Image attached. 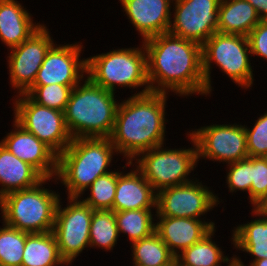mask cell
I'll list each match as a JSON object with an SVG mask.
<instances>
[{
	"label": "cell",
	"mask_w": 267,
	"mask_h": 266,
	"mask_svg": "<svg viewBox=\"0 0 267 266\" xmlns=\"http://www.w3.org/2000/svg\"><path fill=\"white\" fill-rule=\"evenodd\" d=\"M132 261L135 266H173L176 257L155 231L148 237L130 244Z\"/></svg>",
	"instance_id": "obj_26"
},
{
	"label": "cell",
	"mask_w": 267,
	"mask_h": 266,
	"mask_svg": "<svg viewBox=\"0 0 267 266\" xmlns=\"http://www.w3.org/2000/svg\"><path fill=\"white\" fill-rule=\"evenodd\" d=\"M155 231L177 257L216 227L210 219L156 216ZM210 220V221H208Z\"/></svg>",
	"instance_id": "obj_18"
},
{
	"label": "cell",
	"mask_w": 267,
	"mask_h": 266,
	"mask_svg": "<svg viewBox=\"0 0 267 266\" xmlns=\"http://www.w3.org/2000/svg\"><path fill=\"white\" fill-rule=\"evenodd\" d=\"M140 43L138 47L117 48L87 57V77L113 93H117V87L132 89V93L134 89L132 96L151 92L147 78V53L143 42Z\"/></svg>",
	"instance_id": "obj_5"
},
{
	"label": "cell",
	"mask_w": 267,
	"mask_h": 266,
	"mask_svg": "<svg viewBox=\"0 0 267 266\" xmlns=\"http://www.w3.org/2000/svg\"><path fill=\"white\" fill-rule=\"evenodd\" d=\"M209 188L210 186L196 178L160 190L157 193L156 216L204 219L202 216L207 215L223 201Z\"/></svg>",
	"instance_id": "obj_12"
},
{
	"label": "cell",
	"mask_w": 267,
	"mask_h": 266,
	"mask_svg": "<svg viewBox=\"0 0 267 266\" xmlns=\"http://www.w3.org/2000/svg\"><path fill=\"white\" fill-rule=\"evenodd\" d=\"M2 223L0 227V265L21 266L26 237L30 234Z\"/></svg>",
	"instance_id": "obj_30"
},
{
	"label": "cell",
	"mask_w": 267,
	"mask_h": 266,
	"mask_svg": "<svg viewBox=\"0 0 267 266\" xmlns=\"http://www.w3.org/2000/svg\"><path fill=\"white\" fill-rule=\"evenodd\" d=\"M249 266H267V258L253 261Z\"/></svg>",
	"instance_id": "obj_38"
},
{
	"label": "cell",
	"mask_w": 267,
	"mask_h": 266,
	"mask_svg": "<svg viewBox=\"0 0 267 266\" xmlns=\"http://www.w3.org/2000/svg\"><path fill=\"white\" fill-rule=\"evenodd\" d=\"M221 0H173L168 33L201 46L218 32V8Z\"/></svg>",
	"instance_id": "obj_14"
},
{
	"label": "cell",
	"mask_w": 267,
	"mask_h": 266,
	"mask_svg": "<svg viewBox=\"0 0 267 266\" xmlns=\"http://www.w3.org/2000/svg\"><path fill=\"white\" fill-rule=\"evenodd\" d=\"M45 25L47 24H43L20 45L9 49V83L16 95L25 93L34 84L47 52L56 43Z\"/></svg>",
	"instance_id": "obj_13"
},
{
	"label": "cell",
	"mask_w": 267,
	"mask_h": 266,
	"mask_svg": "<svg viewBox=\"0 0 267 266\" xmlns=\"http://www.w3.org/2000/svg\"><path fill=\"white\" fill-rule=\"evenodd\" d=\"M251 180L253 207L267 192V157H251Z\"/></svg>",
	"instance_id": "obj_34"
},
{
	"label": "cell",
	"mask_w": 267,
	"mask_h": 266,
	"mask_svg": "<svg viewBox=\"0 0 267 266\" xmlns=\"http://www.w3.org/2000/svg\"><path fill=\"white\" fill-rule=\"evenodd\" d=\"M248 1L258 13L261 20H267V0H246Z\"/></svg>",
	"instance_id": "obj_36"
},
{
	"label": "cell",
	"mask_w": 267,
	"mask_h": 266,
	"mask_svg": "<svg viewBox=\"0 0 267 266\" xmlns=\"http://www.w3.org/2000/svg\"><path fill=\"white\" fill-rule=\"evenodd\" d=\"M115 213L112 210H94L89 231V248L114 250L119 240Z\"/></svg>",
	"instance_id": "obj_28"
},
{
	"label": "cell",
	"mask_w": 267,
	"mask_h": 266,
	"mask_svg": "<svg viewBox=\"0 0 267 266\" xmlns=\"http://www.w3.org/2000/svg\"><path fill=\"white\" fill-rule=\"evenodd\" d=\"M186 134L191 147L171 149L162 144L139 154L134 162H131L156 193L196 178H191L190 175L196 166L198 167L197 146L192 135L189 132Z\"/></svg>",
	"instance_id": "obj_8"
},
{
	"label": "cell",
	"mask_w": 267,
	"mask_h": 266,
	"mask_svg": "<svg viewBox=\"0 0 267 266\" xmlns=\"http://www.w3.org/2000/svg\"><path fill=\"white\" fill-rule=\"evenodd\" d=\"M226 185L228 192L236 193L237 191H245L251 204V157L237 162L226 164Z\"/></svg>",
	"instance_id": "obj_32"
},
{
	"label": "cell",
	"mask_w": 267,
	"mask_h": 266,
	"mask_svg": "<svg viewBox=\"0 0 267 266\" xmlns=\"http://www.w3.org/2000/svg\"><path fill=\"white\" fill-rule=\"evenodd\" d=\"M61 257L53 232L31 233L26 237L21 266H70Z\"/></svg>",
	"instance_id": "obj_24"
},
{
	"label": "cell",
	"mask_w": 267,
	"mask_h": 266,
	"mask_svg": "<svg viewBox=\"0 0 267 266\" xmlns=\"http://www.w3.org/2000/svg\"><path fill=\"white\" fill-rule=\"evenodd\" d=\"M195 140L199 160L229 164L248 158L245 124H210L188 131Z\"/></svg>",
	"instance_id": "obj_11"
},
{
	"label": "cell",
	"mask_w": 267,
	"mask_h": 266,
	"mask_svg": "<svg viewBox=\"0 0 267 266\" xmlns=\"http://www.w3.org/2000/svg\"><path fill=\"white\" fill-rule=\"evenodd\" d=\"M120 167L108 174L98 177L85 191L90 194L79 198L93 210H112L117 186V178L123 172Z\"/></svg>",
	"instance_id": "obj_29"
},
{
	"label": "cell",
	"mask_w": 267,
	"mask_h": 266,
	"mask_svg": "<svg viewBox=\"0 0 267 266\" xmlns=\"http://www.w3.org/2000/svg\"><path fill=\"white\" fill-rule=\"evenodd\" d=\"M252 210L257 214L267 217V192L259 199V201L252 207Z\"/></svg>",
	"instance_id": "obj_37"
},
{
	"label": "cell",
	"mask_w": 267,
	"mask_h": 266,
	"mask_svg": "<svg viewBox=\"0 0 267 266\" xmlns=\"http://www.w3.org/2000/svg\"><path fill=\"white\" fill-rule=\"evenodd\" d=\"M114 213L119 235H128L127 241L129 240L130 244L155 232L156 209L126 210Z\"/></svg>",
	"instance_id": "obj_27"
},
{
	"label": "cell",
	"mask_w": 267,
	"mask_h": 266,
	"mask_svg": "<svg viewBox=\"0 0 267 266\" xmlns=\"http://www.w3.org/2000/svg\"><path fill=\"white\" fill-rule=\"evenodd\" d=\"M253 124L245 125L248 156L267 157V110Z\"/></svg>",
	"instance_id": "obj_33"
},
{
	"label": "cell",
	"mask_w": 267,
	"mask_h": 266,
	"mask_svg": "<svg viewBox=\"0 0 267 266\" xmlns=\"http://www.w3.org/2000/svg\"><path fill=\"white\" fill-rule=\"evenodd\" d=\"M116 154L119 156L109 138L72 139L58 156L57 183L64 185L67 197L88 195L85 190L98 177L113 171L109 168Z\"/></svg>",
	"instance_id": "obj_4"
},
{
	"label": "cell",
	"mask_w": 267,
	"mask_h": 266,
	"mask_svg": "<svg viewBox=\"0 0 267 266\" xmlns=\"http://www.w3.org/2000/svg\"><path fill=\"white\" fill-rule=\"evenodd\" d=\"M56 178H44L34 187L11 192L0 199L1 220L4 224L27 233L52 232L58 202L57 190L45 188ZM45 185V186H44Z\"/></svg>",
	"instance_id": "obj_6"
},
{
	"label": "cell",
	"mask_w": 267,
	"mask_h": 266,
	"mask_svg": "<svg viewBox=\"0 0 267 266\" xmlns=\"http://www.w3.org/2000/svg\"><path fill=\"white\" fill-rule=\"evenodd\" d=\"M143 44L151 92L207 97L200 44L168 32L146 39Z\"/></svg>",
	"instance_id": "obj_1"
},
{
	"label": "cell",
	"mask_w": 267,
	"mask_h": 266,
	"mask_svg": "<svg viewBox=\"0 0 267 266\" xmlns=\"http://www.w3.org/2000/svg\"><path fill=\"white\" fill-rule=\"evenodd\" d=\"M251 51L246 36L215 32L202 45L203 73L207 86V97L212 95L211 71L214 64L226 74L235 85L252 89L254 75L251 66ZM251 87V88H250Z\"/></svg>",
	"instance_id": "obj_7"
},
{
	"label": "cell",
	"mask_w": 267,
	"mask_h": 266,
	"mask_svg": "<svg viewBox=\"0 0 267 266\" xmlns=\"http://www.w3.org/2000/svg\"><path fill=\"white\" fill-rule=\"evenodd\" d=\"M216 227L200 241L185 249L176 257L177 266H222L236 264L234 257L225 255L224 251L213 240ZM214 236V237H213Z\"/></svg>",
	"instance_id": "obj_25"
},
{
	"label": "cell",
	"mask_w": 267,
	"mask_h": 266,
	"mask_svg": "<svg viewBox=\"0 0 267 266\" xmlns=\"http://www.w3.org/2000/svg\"><path fill=\"white\" fill-rule=\"evenodd\" d=\"M74 87L55 83L50 85H32L25 94L39 105L64 112Z\"/></svg>",
	"instance_id": "obj_31"
},
{
	"label": "cell",
	"mask_w": 267,
	"mask_h": 266,
	"mask_svg": "<svg viewBox=\"0 0 267 266\" xmlns=\"http://www.w3.org/2000/svg\"><path fill=\"white\" fill-rule=\"evenodd\" d=\"M168 93L149 92L123 99L109 139L126 161L162 144L166 146ZM167 120V121H166Z\"/></svg>",
	"instance_id": "obj_2"
},
{
	"label": "cell",
	"mask_w": 267,
	"mask_h": 266,
	"mask_svg": "<svg viewBox=\"0 0 267 266\" xmlns=\"http://www.w3.org/2000/svg\"><path fill=\"white\" fill-rule=\"evenodd\" d=\"M114 95L87 76L72 89L64 117L73 139L110 137L121 101Z\"/></svg>",
	"instance_id": "obj_3"
},
{
	"label": "cell",
	"mask_w": 267,
	"mask_h": 266,
	"mask_svg": "<svg viewBox=\"0 0 267 266\" xmlns=\"http://www.w3.org/2000/svg\"><path fill=\"white\" fill-rule=\"evenodd\" d=\"M250 214L255 219L238 224L232 229L230 241L233 244V250L246 252L252 257L246 265L239 255L232 254L238 266H249L253 261L267 258V217L257 214L252 209Z\"/></svg>",
	"instance_id": "obj_21"
},
{
	"label": "cell",
	"mask_w": 267,
	"mask_h": 266,
	"mask_svg": "<svg viewBox=\"0 0 267 266\" xmlns=\"http://www.w3.org/2000/svg\"><path fill=\"white\" fill-rule=\"evenodd\" d=\"M251 58L255 56L267 60V20H261L247 36Z\"/></svg>",
	"instance_id": "obj_35"
},
{
	"label": "cell",
	"mask_w": 267,
	"mask_h": 266,
	"mask_svg": "<svg viewBox=\"0 0 267 266\" xmlns=\"http://www.w3.org/2000/svg\"><path fill=\"white\" fill-rule=\"evenodd\" d=\"M235 264H226V266H234Z\"/></svg>",
	"instance_id": "obj_39"
},
{
	"label": "cell",
	"mask_w": 267,
	"mask_h": 266,
	"mask_svg": "<svg viewBox=\"0 0 267 266\" xmlns=\"http://www.w3.org/2000/svg\"><path fill=\"white\" fill-rule=\"evenodd\" d=\"M14 96L13 119L59 156L73 139L67 129L64 112L39 105L25 93Z\"/></svg>",
	"instance_id": "obj_9"
},
{
	"label": "cell",
	"mask_w": 267,
	"mask_h": 266,
	"mask_svg": "<svg viewBox=\"0 0 267 266\" xmlns=\"http://www.w3.org/2000/svg\"><path fill=\"white\" fill-rule=\"evenodd\" d=\"M261 21L256 9L246 0H221L218 8V32L248 36Z\"/></svg>",
	"instance_id": "obj_23"
},
{
	"label": "cell",
	"mask_w": 267,
	"mask_h": 266,
	"mask_svg": "<svg viewBox=\"0 0 267 266\" xmlns=\"http://www.w3.org/2000/svg\"><path fill=\"white\" fill-rule=\"evenodd\" d=\"M66 207L60 198L53 233L61 257L66 263H74L78 256L89 248V231L93 209L79 197H67Z\"/></svg>",
	"instance_id": "obj_10"
},
{
	"label": "cell",
	"mask_w": 267,
	"mask_h": 266,
	"mask_svg": "<svg viewBox=\"0 0 267 266\" xmlns=\"http://www.w3.org/2000/svg\"><path fill=\"white\" fill-rule=\"evenodd\" d=\"M43 179L34 167L0 143V199L11 192L34 187Z\"/></svg>",
	"instance_id": "obj_22"
},
{
	"label": "cell",
	"mask_w": 267,
	"mask_h": 266,
	"mask_svg": "<svg viewBox=\"0 0 267 266\" xmlns=\"http://www.w3.org/2000/svg\"><path fill=\"white\" fill-rule=\"evenodd\" d=\"M13 129L0 143L13 155L34 167L44 178H56L58 155L14 119Z\"/></svg>",
	"instance_id": "obj_16"
},
{
	"label": "cell",
	"mask_w": 267,
	"mask_h": 266,
	"mask_svg": "<svg viewBox=\"0 0 267 266\" xmlns=\"http://www.w3.org/2000/svg\"><path fill=\"white\" fill-rule=\"evenodd\" d=\"M17 0H0V40L7 49L20 45L43 24Z\"/></svg>",
	"instance_id": "obj_20"
},
{
	"label": "cell",
	"mask_w": 267,
	"mask_h": 266,
	"mask_svg": "<svg viewBox=\"0 0 267 266\" xmlns=\"http://www.w3.org/2000/svg\"><path fill=\"white\" fill-rule=\"evenodd\" d=\"M122 11L141 36L142 42L167 33L172 17L173 0H119Z\"/></svg>",
	"instance_id": "obj_17"
},
{
	"label": "cell",
	"mask_w": 267,
	"mask_h": 266,
	"mask_svg": "<svg viewBox=\"0 0 267 266\" xmlns=\"http://www.w3.org/2000/svg\"><path fill=\"white\" fill-rule=\"evenodd\" d=\"M123 172L117 178L113 211L156 209L157 193L144 176L131 164L125 161ZM133 166L129 172L126 167Z\"/></svg>",
	"instance_id": "obj_19"
},
{
	"label": "cell",
	"mask_w": 267,
	"mask_h": 266,
	"mask_svg": "<svg viewBox=\"0 0 267 266\" xmlns=\"http://www.w3.org/2000/svg\"><path fill=\"white\" fill-rule=\"evenodd\" d=\"M82 44L55 43L47 52L33 85H78L87 76V59L81 58L85 47Z\"/></svg>",
	"instance_id": "obj_15"
}]
</instances>
